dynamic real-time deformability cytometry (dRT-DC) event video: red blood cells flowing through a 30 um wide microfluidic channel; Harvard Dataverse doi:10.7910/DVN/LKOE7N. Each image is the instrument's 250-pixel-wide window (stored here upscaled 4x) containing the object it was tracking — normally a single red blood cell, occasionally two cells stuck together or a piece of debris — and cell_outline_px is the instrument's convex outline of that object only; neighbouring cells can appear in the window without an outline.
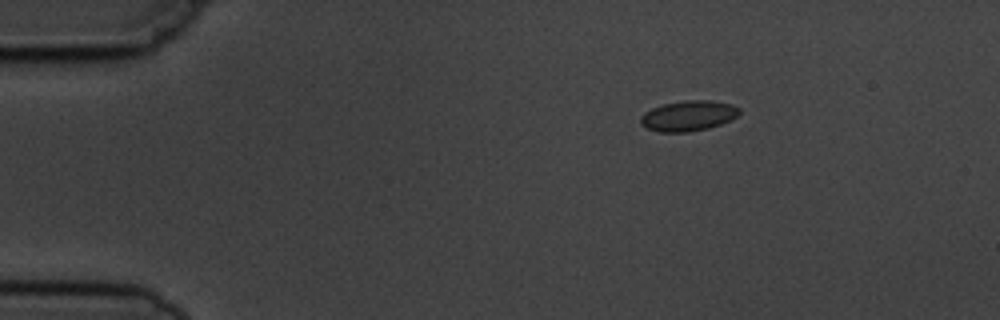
{"species": "common noctule bat (a hibernating species)", "species_latin": "Nyctalus noctula", "temperature_condition": "cold", "stored_images_in_passage": 4, "camera_frame_rate_fps": 3000, "um_per_image_px": 0.085, "animal": {"sex": "male", "body_mass_g": 19.5, "forearm_length_mm": 54.6}, "frame": {"image": 1, "passage_image": 4, "time_ms": 4.333, "image_size_px": [1000, 320], "cell_outline_px": [[740, 112], [736, 116], [720, 124], [708, 128], [688, 132], [660, 132], [648, 128], [640, 124], [640, 116], [644, 112], [652, 108], [664, 104], [688, 100], [708, 100], [728, 104], [740, 108]], "centroid_in_image_um": [58.46, 9.85], "position_along_channel_um": 26.5, "area_um2": 17.22}}